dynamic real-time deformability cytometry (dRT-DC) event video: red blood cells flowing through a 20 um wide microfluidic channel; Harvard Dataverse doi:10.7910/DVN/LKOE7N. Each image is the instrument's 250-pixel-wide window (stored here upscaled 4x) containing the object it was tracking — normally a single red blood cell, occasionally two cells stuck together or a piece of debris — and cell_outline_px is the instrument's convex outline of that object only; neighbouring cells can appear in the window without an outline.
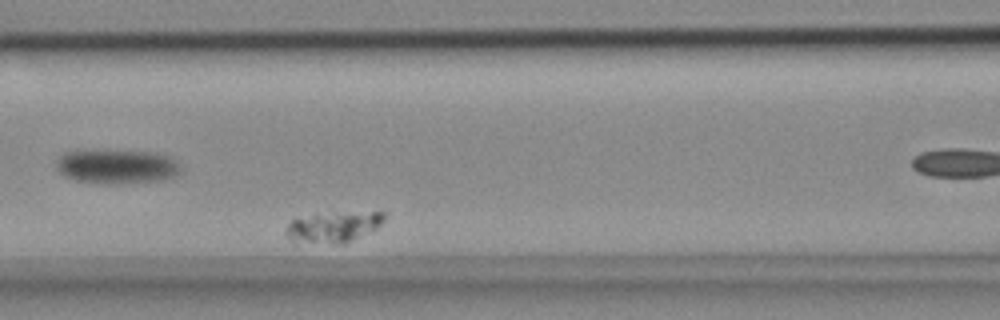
{"species": "common noctule bat (a hibernating species)", "species_latin": "Nyctalus noctula", "temperature_condition": "cold", "stored_images_in_passage": 4, "camera_frame_rate_fps": 3000, "um_per_image_px": 0.085, "animal": {"sex": "female", "body_mass_g": 18.4}, "frame": {"image": 1, "passage_image": 3, "time_ms": 0.667, "image_size_px": [1000, 320], "cell_outline_px": [[388, 212], [384, 220], [376, 228], [344, 244], [332, 244], [308, 240], [288, 236], [288, 224], [292, 220], [312, 216], [372, 212]], "centroid_in_image_um": [28.5, 19.29], "position_along_channel_um": 138.1, "area_um2": 16.07}}